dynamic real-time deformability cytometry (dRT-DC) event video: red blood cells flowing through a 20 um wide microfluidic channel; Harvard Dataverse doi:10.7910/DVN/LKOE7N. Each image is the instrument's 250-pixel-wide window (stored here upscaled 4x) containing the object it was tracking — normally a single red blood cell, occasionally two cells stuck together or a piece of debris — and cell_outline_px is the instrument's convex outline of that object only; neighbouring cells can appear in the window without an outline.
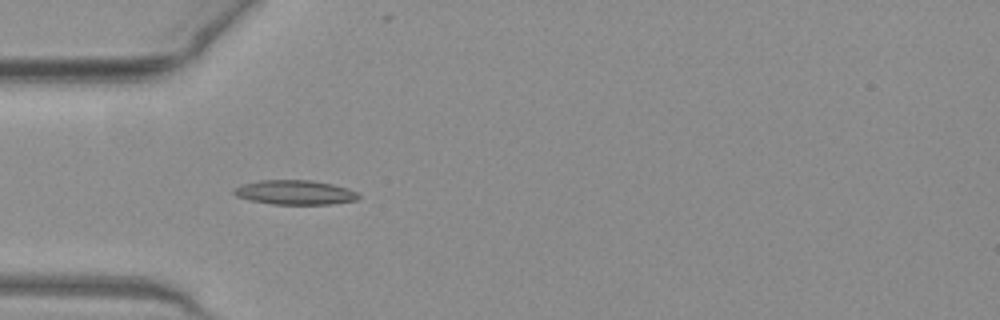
{"species": "common noctule bat (a hibernating species)", "species_latin": "Nyctalus noctula", "temperature_condition": "warm", "stored_images_in_passage": 38, "camera_frame_rate_fps": 3000, "um_per_image_px": 0.085, "animal": {"sex": "female", "body_mass_g": 19.3, "forearm_length_mm": 54.1}, "frame": {"image": 1, "passage_image": 4, "time_ms": 1.0, "image_size_px": [1000, 320], "cell_outline_px": [[360, 196], [356, 200], [332, 204], [272, 204], [252, 200], [236, 196], [232, 192], [232, 188], [244, 184], [260, 180], [312, 180], [332, 184], [348, 188], [356, 192]], "centroid_in_image_um": [25.07, 16.35], "position_along_channel_um": 59.9, "area_um2": 17.69}}
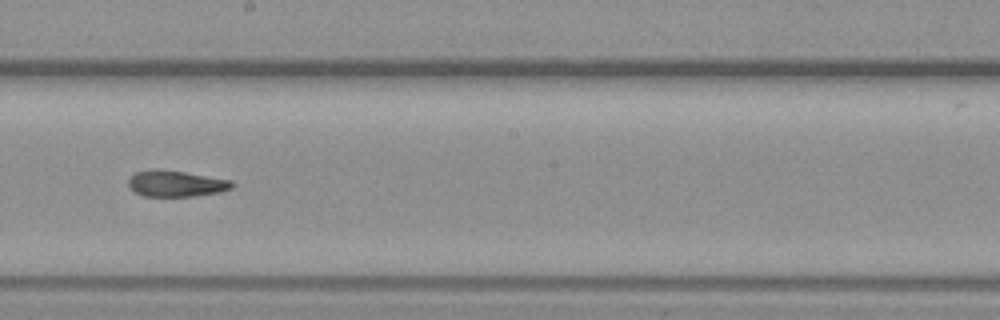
{"frame": {"image": 2, "passage_image": 17, "time_ms": 5.333, "image_size_px": [1000, 320], "cell_outline_px": [[236, 184], [232, 188], [220, 192], [192, 196], [144, 196], [128, 188], [128, 180], [136, 172], [156, 168], [184, 172], [232, 180]], "centroid_in_image_um": [14.97, 15.6], "position_along_channel_um": 233.2, "area_um2": 15.84}}
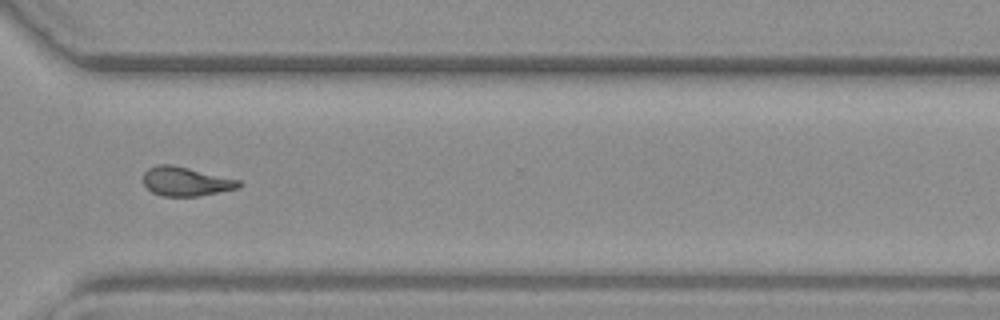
{"frame": {"image": 3, "passage_image": 26, "time_ms": 8.333, "image_size_px": [1000, 320], "cell_outline_px": [[244, 184], [236, 188], [200, 196], [160, 196], [152, 192], [144, 184], [144, 172], [148, 168], [160, 164], [172, 164], [240, 180]], "centroid_in_image_um": [15.79, 15.42], "position_along_channel_um": 354.8, "area_um2": 16.13}, "authors_computed_cell_mechanics": {"area_um2": 16.2129, "velocity_mm_per_s": 4.0537, "shape_relaxation_time_tau1_ms": null, "shape_relaxation_time_tau2_ms": 4.9399, "deformation_change_tau1": null, "deformation_change_tau2": 0.1327}}